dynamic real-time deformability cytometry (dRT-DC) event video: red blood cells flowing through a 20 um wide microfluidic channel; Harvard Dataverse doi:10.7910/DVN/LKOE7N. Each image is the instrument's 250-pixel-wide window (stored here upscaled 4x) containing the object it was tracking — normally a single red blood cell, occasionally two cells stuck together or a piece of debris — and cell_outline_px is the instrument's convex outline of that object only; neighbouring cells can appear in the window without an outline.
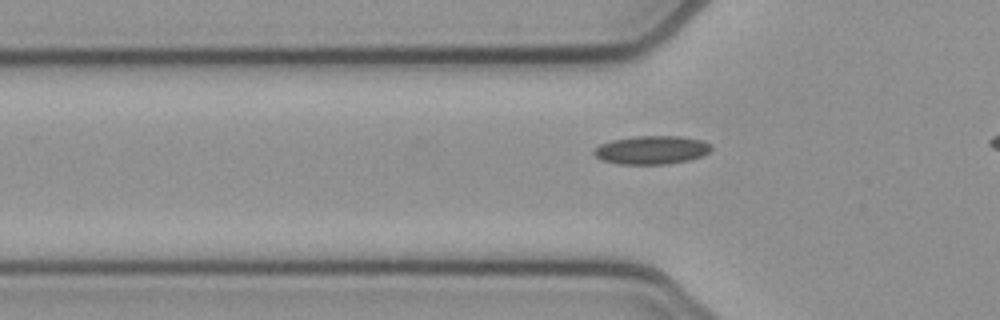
{"species": "common noctule bat (a hibernating species)", "species_latin": "Nyctalus noctula", "temperature_condition": "cold", "stored_images_in_passage": 33, "camera_frame_rate_fps": 3000, "um_per_image_px": 0.085, "animal": {"sex": "female", "body_mass_g": 21.9}, "frame": {"image": 1, "passage_image": 7, "time_ms": 2.0, "image_size_px": [1000, 320], "cell_outline_px": [[712, 148], [708, 152], [700, 156], [688, 160], [668, 164], [620, 164], [600, 160], [592, 152], [600, 144], [612, 140], [636, 136], [680, 136], [700, 140], [712, 144]], "centroid_in_image_um": [55.37, 12.75], "position_along_channel_um": 70.4, "area_um2": 19.36}}
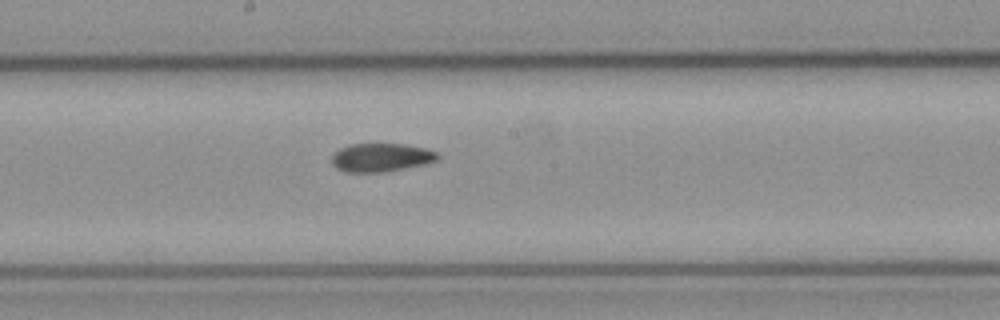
{"frame": {"image": 2, "passage_image": 18, "time_ms": 5.667, "image_size_px": [1000, 320], "cell_outline_px": [[440, 156], [436, 160], [428, 164], [384, 172], [348, 172], [336, 168], [332, 164], [332, 156], [340, 148], [348, 144], [404, 144], [424, 148], [436, 152]], "centroid_in_image_um": [32.4, 13.39], "position_along_channel_um": 215.8, "area_um2": 17.57}}
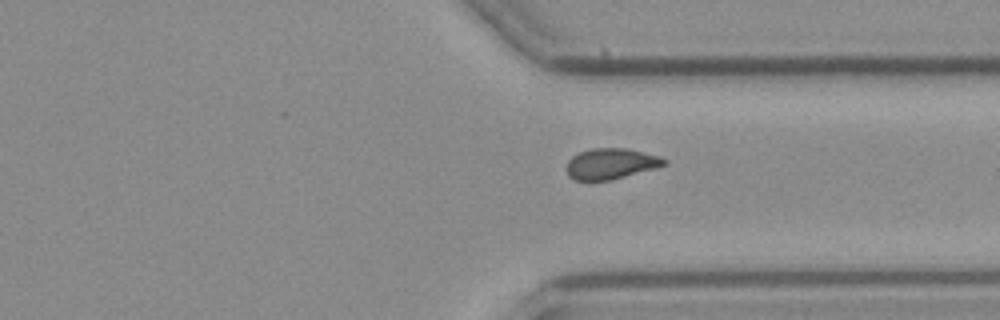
{"frame": {"image": 3, "passage_image": 29, "time_ms": 9.333, "image_size_px": [1000, 320], "cell_outline_px": [[668, 164], [656, 168], [608, 180], [572, 180], [568, 176], [568, 160], [572, 156], [580, 152], [592, 148], [628, 148], [656, 156], [668, 160]], "centroid_in_image_um": [51.92, 13.91], "position_along_channel_um": 359.5, "area_um2": 17.28}}